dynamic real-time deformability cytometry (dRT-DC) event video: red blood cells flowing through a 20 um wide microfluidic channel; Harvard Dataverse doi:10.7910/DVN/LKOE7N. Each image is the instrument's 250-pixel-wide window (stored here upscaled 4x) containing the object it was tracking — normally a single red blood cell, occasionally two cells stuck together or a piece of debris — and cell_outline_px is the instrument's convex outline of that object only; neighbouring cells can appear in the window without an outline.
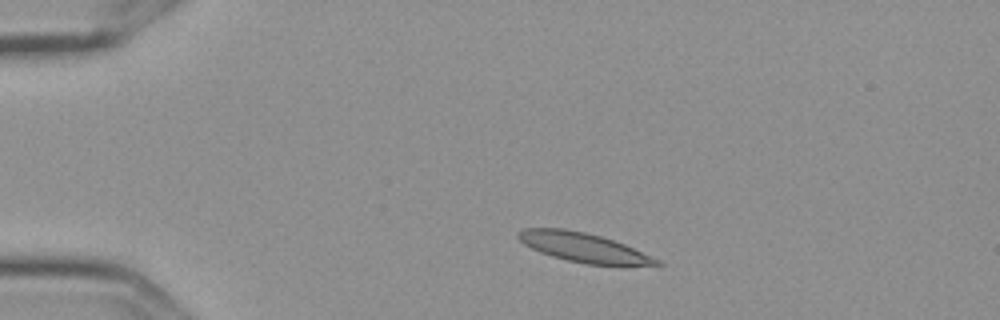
{"species": "Egyptian fruit bat (a non-hibernating species)", "species_latin": "Rousettus aegyptiacus", "temperature_condition": "cold", "stored_images_in_passage": 4, "camera_frame_rate_fps": 3000, "um_per_image_px": 0.085, "frame": {"image": 1, "passage_image": 2, "time_ms": 0.333, "image_size_px": [1000, 320], "cell_outline_px": [[664, 264], [584, 264], [552, 256], [540, 252], [524, 244], [516, 236], [516, 232], [524, 228], [564, 228], [584, 232], [600, 236], [624, 244], [660, 260]], "centroid_in_image_um": [49.5, 21.0], "position_along_channel_um": 35.5, "area_um2": 23.06}}
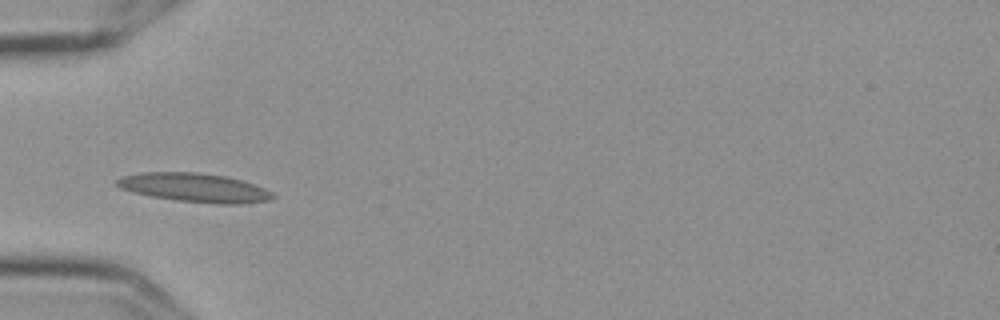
{"frame": {"image": 2, "passage_image": 4, "time_ms": 1.0, "image_size_px": [1000, 320], "cell_outline_px": [[276, 196], [272, 200], [240, 204], [216, 204], [176, 200], [152, 196], [132, 192], [120, 188], [116, 184], [116, 180], [120, 176], [140, 172], [196, 172], [224, 176], [240, 180], [264, 188], [272, 192]], "centroid_in_image_um": [16.52, 15.95], "position_along_channel_um": 68.5, "area_um2": 26.24}}